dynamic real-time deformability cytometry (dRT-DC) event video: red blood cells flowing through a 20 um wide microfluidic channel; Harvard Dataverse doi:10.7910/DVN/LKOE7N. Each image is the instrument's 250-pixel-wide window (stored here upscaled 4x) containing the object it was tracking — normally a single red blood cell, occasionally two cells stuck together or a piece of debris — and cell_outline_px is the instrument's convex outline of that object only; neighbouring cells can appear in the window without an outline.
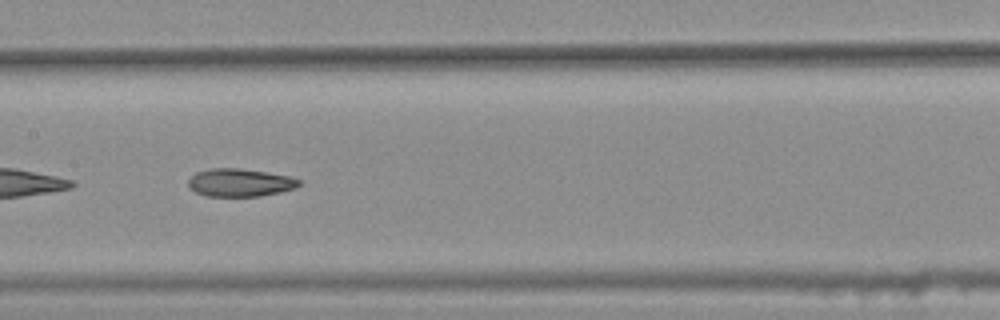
{"species": "common noctule bat (a hibernating species)", "species_latin": "Nyctalus noctula", "temperature_condition": "warm", "stored_images_in_passage": 43, "camera_frame_rate_fps": 3000, "um_per_image_px": 0.085, "animal": {"sex": "female", "body_mass_g": 25.1}, "frame": {"image": 1, "passage_image": 25, "time_ms": 8.0, "image_size_px": [1000, 320], "cell_outline_px": [[300, 184], [296, 188], [280, 192], [260, 196], [208, 196], [196, 192], [188, 188], [188, 180], [196, 172], [212, 168], [240, 168], [292, 176], [300, 180]], "centroid_in_image_um": [20.4, 15.52], "position_along_channel_um": 187.0, "area_um2": 18.09}, "authors_computed_cell_mechanics": {"area_um2": 19.4208, "velocity_mm_per_s": 3.7536, "shape_relaxation_time_tau1_ms": null, "shape_relaxation_time_tau2_ms": 4.7792, "deformation_change_tau1": null, "deformation_change_tau2": 0.1276}}